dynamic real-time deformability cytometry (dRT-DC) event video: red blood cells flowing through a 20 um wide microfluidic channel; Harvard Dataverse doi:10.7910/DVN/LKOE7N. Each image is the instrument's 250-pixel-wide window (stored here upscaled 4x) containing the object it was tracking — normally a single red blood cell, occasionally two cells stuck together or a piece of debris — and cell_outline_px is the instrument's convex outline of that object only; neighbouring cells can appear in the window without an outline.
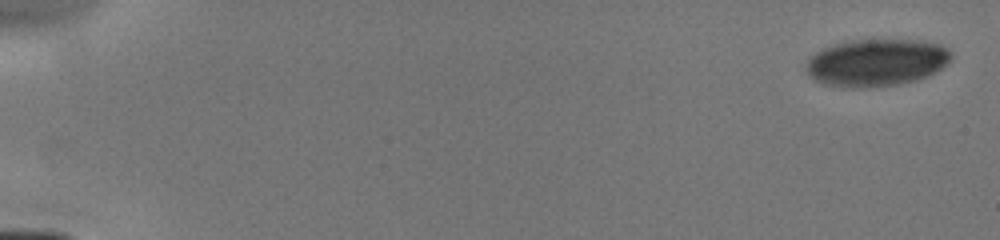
{"species": "human", "species_latin": "Homo sapiens", "temperature_condition": "cold", "stored_images_in_passage": 10, "camera_frame_rate_fps": 3000, "um_per_image_px": 0.085, "donor": {"sex": "male"}, "frame": {"image": 1, "passage_image": 1, "time_ms": 0.0, "image_size_px": [1000, 240], "cell_outline_px": [[952, 60], [936, 72], [928, 76], [916, 80], [896, 84], [856, 88], [852, 88], [824, 84], [808, 76], [808, 60], [820, 48], [852, 40], [872, 36], [924, 40], [940, 44], [948, 48], [952, 52]], "centroid_in_image_um": [74.56, 5.25], "position_along_channel_um": 10.4, "area_um2": 40.98}}
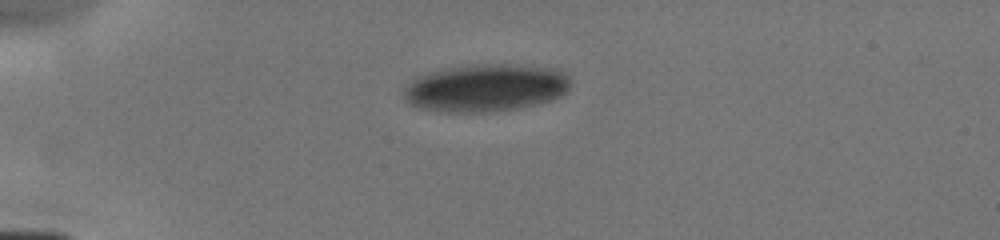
{"frame": {"image": 2, "passage_image": 6, "time_ms": 4.0, "image_size_px": [1000, 240], "cell_outline_px": [[568, 88], [560, 96], [552, 100], [540, 104], [520, 108], [496, 112], [444, 112], [420, 108], [412, 104], [404, 96], [404, 88], [412, 80], [428, 72], [468, 64], [504, 64], [556, 68], [564, 72], [568, 76]], "centroid_in_image_um": [41.31, 7.47], "position_along_channel_um": 43.7, "area_um2": 46.36}}
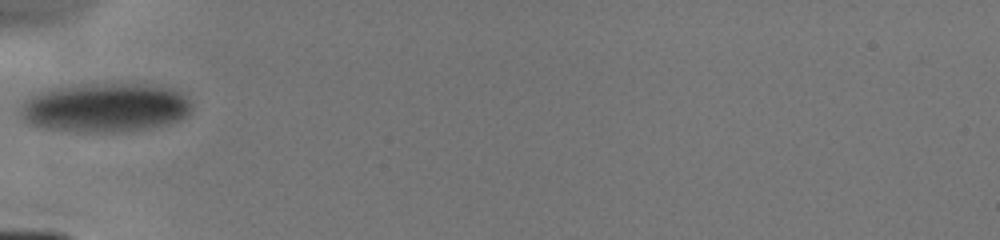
{"frame": {"image": 3, "passage_image": 8, "time_ms": 5.667, "image_size_px": [1000, 240], "cell_outline_px": [[192, 108], [188, 116], [180, 120], [168, 124], [148, 128], [116, 132], [80, 132], [44, 128], [32, 124], [24, 120], [20, 116], [20, 112], [24, 100], [48, 88], [80, 84], [152, 84], [168, 88], [180, 92], [192, 104]], "centroid_in_image_um": [8.95, 9.14], "position_along_channel_um": 76.1, "area_um2": 49.25}}